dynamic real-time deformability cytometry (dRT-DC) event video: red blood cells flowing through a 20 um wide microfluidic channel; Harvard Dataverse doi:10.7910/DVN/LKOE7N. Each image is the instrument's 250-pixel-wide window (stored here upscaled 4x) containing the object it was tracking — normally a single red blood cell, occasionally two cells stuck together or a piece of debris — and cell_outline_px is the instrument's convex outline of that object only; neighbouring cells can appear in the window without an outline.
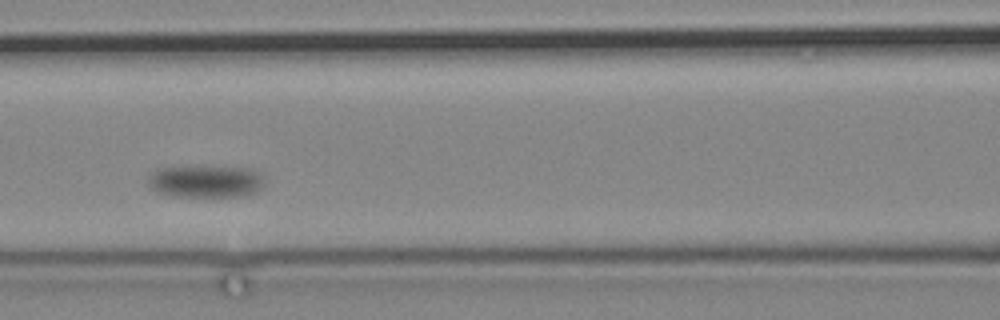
{"species": "common noctule bat (a hibernating species)", "species_latin": "Nyctalus noctula", "temperature_condition": "cold", "stored_images_in_passage": 6, "camera_frame_rate_fps": 3000, "um_per_image_px": 0.085, "animal": {"sex": "male", "body_mass_g": 19.2, "forearm_length_mm": 51.8}, "frame": {"image": 1, "passage_image": 5, "time_ms": 5.333, "image_size_px": [1000, 320], "cell_outline_px": [[260, 188], [256, 192], [240, 196], [176, 196], [160, 192], [152, 188], [148, 184], [148, 176], [156, 168], [180, 164], [248, 168], [256, 172], [260, 176]], "centroid_in_image_um": [17.36, 15.36], "position_along_channel_um": 149.2, "area_um2": 22.2}}